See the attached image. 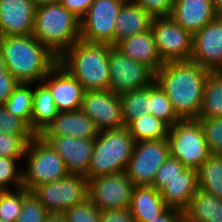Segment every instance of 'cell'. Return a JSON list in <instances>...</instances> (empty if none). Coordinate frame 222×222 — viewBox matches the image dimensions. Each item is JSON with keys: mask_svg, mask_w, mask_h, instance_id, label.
<instances>
[{"mask_svg": "<svg viewBox=\"0 0 222 222\" xmlns=\"http://www.w3.org/2000/svg\"><path fill=\"white\" fill-rule=\"evenodd\" d=\"M209 70L195 62L163 63L155 80L165 90L181 120L198 119Z\"/></svg>", "mask_w": 222, "mask_h": 222, "instance_id": "1", "label": "cell"}, {"mask_svg": "<svg viewBox=\"0 0 222 222\" xmlns=\"http://www.w3.org/2000/svg\"><path fill=\"white\" fill-rule=\"evenodd\" d=\"M0 50L7 70L20 83L41 82L59 61V58L32 34L2 36Z\"/></svg>", "mask_w": 222, "mask_h": 222, "instance_id": "2", "label": "cell"}, {"mask_svg": "<svg viewBox=\"0 0 222 222\" xmlns=\"http://www.w3.org/2000/svg\"><path fill=\"white\" fill-rule=\"evenodd\" d=\"M111 45L77 41L59 63L76 78L85 91L108 90Z\"/></svg>", "mask_w": 222, "mask_h": 222, "instance_id": "3", "label": "cell"}, {"mask_svg": "<svg viewBox=\"0 0 222 222\" xmlns=\"http://www.w3.org/2000/svg\"><path fill=\"white\" fill-rule=\"evenodd\" d=\"M32 35L60 58L80 40V19L60 2L35 10Z\"/></svg>", "mask_w": 222, "mask_h": 222, "instance_id": "4", "label": "cell"}, {"mask_svg": "<svg viewBox=\"0 0 222 222\" xmlns=\"http://www.w3.org/2000/svg\"><path fill=\"white\" fill-rule=\"evenodd\" d=\"M135 145L127 127L104 130L94 139L88 180L101 175L125 172Z\"/></svg>", "mask_w": 222, "mask_h": 222, "instance_id": "5", "label": "cell"}, {"mask_svg": "<svg viewBox=\"0 0 222 222\" xmlns=\"http://www.w3.org/2000/svg\"><path fill=\"white\" fill-rule=\"evenodd\" d=\"M24 158L27 164L22 170V185L28 191L69 175L64 160L41 136L27 144Z\"/></svg>", "mask_w": 222, "mask_h": 222, "instance_id": "6", "label": "cell"}, {"mask_svg": "<svg viewBox=\"0 0 222 222\" xmlns=\"http://www.w3.org/2000/svg\"><path fill=\"white\" fill-rule=\"evenodd\" d=\"M167 139L170 156L178 159L186 168L197 171L210 155L202 125L197 119L175 123L169 128Z\"/></svg>", "mask_w": 222, "mask_h": 222, "instance_id": "7", "label": "cell"}, {"mask_svg": "<svg viewBox=\"0 0 222 222\" xmlns=\"http://www.w3.org/2000/svg\"><path fill=\"white\" fill-rule=\"evenodd\" d=\"M31 192L50 213H64L74 205L88 199L89 180L83 175H73L38 185Z\"/></svg>", "mask_w": 222, "mask_h": 222, "instance_id": "8", "label": "cell"}, {"mask_svg": "<svg viewBox=\"0 0 222 222\" xmlns=\"http://www.w3.org/2000/svg\"><path fill=\"white\" fill-rule=\"evenodd\" d=\"M169 156L168 139L135 142L126 176L134 186H152L157 171Z\"/></svg>", "mask_w": 222, "mask_h": 222, "instance_id": "9", "label": "cell"}, {"mask_svg": "<svg viewBox=\"0 0 222 222\" xmlns=\"http://www.w3.org/2000/svg\"><path fill=\"white\" fill-rule=\"evenodd\" d=\"M156 73L147 65L125 56L115 46L109 54V87L116 95L149 86Z\"/></svg>", "mask_w": 222, "mask_h": 222, "instance_id": "10", "label": "cell"}, {"mask_svg": "<svg viewBox=\"0 0 222 222\" xmlns=\"http://www.w3.org/2000/svg\"><path fill=\"white\" fill-rule=\"evenodd\" d=\"M151 30L162 63L190 61L193 35L171 16L154 17Z\"/></svg>", "mask_w": 222, "mask_h": 222, "instance_id": "11", "label": "cell"}, {"mask_svg": "<svg viewBox=\"0 0 222 222\" xmlns=\"http://www.w3.org/2000/svg\"><path fill=\"white\" fill-rule=\"evenodd\" d=\"M123 4L118 0H94L80 19V40L114 46L115 21Z\"/></svg>", "mask_w": 222, "mask_h": 222, "instance_id": "12", "label": "cell"}, {"mask_svg": "<svg viewBox=\"0 0 222 222\" xmlns=\"http://www.w3.org/2000/svg\"><path fill=\"white\" fill-rule=\"evenodd\" d=\"M133 189L125 172L101 175L89 180L88 199L100 211L127 209Z\"/></svg>", "mask_w": 222, "mask_h": 222, "instance_id": "13", "label": "cell"}, {"mask_svg": "<svg viewBox=\"0 0 222 222\" xmlns=\"http://www.w3.org/2000/svg\"><path fill=\"white\" fill-rule=\"evenodd\" d=\"M81 110L98 131L125 127L120 96L108 90L85 91Z\"/></svg>", "mask_w": 222, "mask_h": 222, "instance_id": "14", "label": "cell"}, {"mask_svg": "<svg viewBox=\"0 0 222 222\" xmlns=\"http://www.w3.org/2000/svg\"><path fill=\"white\" fill-rule=\"evenodd\" d=\"M190 61L209 71H222V17L193 34Z\"/></svg>", "mask_w": 222, "mask_h": 222, "instance_id": "15", "label": "cell"}, {"mask_svg": "<svg viewBox=\"0 0 222 222\" xmlns=\"http://www.w3.org/2000/svg\"><path fill=\"white\" fill-rule=\"evenodd\" d=\"M42 82L50 89L59 113L81 109L85 90L59 62L43 78Z\"/></svg>", "mask_w": 222, "mask_h": 222, "instance_id": "16", "label": "cell"}, {"mask_svg": "<svg viewBox=\"0 0 222 222\" xmlns=\"http://www.w3.org/2000/svg\"><path fill=\"white\" fill-rule=\"evenodd\" d=\"M42 138L61 156L69 174L83 175L88 179L94 139L68 136Z\"/></svg>", "mask_w": 222, "mask_h": 222, "instance_id": "17", "label": "cell"}, {"mask_svg": "<svg viewBox=\"0 0 222 222\" xmlns=\"http://www.w3.org/2000/svg\"><path fill=\"white\" fill-rule=\"evenodd\" d=\"M35 10L31 0H0V37L31 35Z\"/></svg>", "mask_w": 222, "mask_h": 222, "instance_id": "18", "label": "cell"}, {"mask_svg": "<svg viewBox=\"0 0 222 222\" xmlns=\"http://www.w3.org/2000/svg\"><path fill=\"white\" fill-rule=\"evenodd\" d=\"M170 16L192 35L218 17L212 0H174Z\"/></svg>", "mask_w": 222, "mask_h": 222, "instance_id": "19", "label": "cell"}, {"mask_svg": "<svg viewBox=\"0 0 222 222\" xmlns=\"http://www.w3.org/2000/svg\"><path fill=\"white\" fill-rule=\"evenodd\" d=\"M98 133L99 131L94 122L79 109L58 113L53 122L40 136H68L79 139H95Z\"/></svg>", "mask_w": 222, "mask_h": 222, "instance_id": "20", "label": "cell"}, {"mask_svg": "<svg viewBox=\"0 0 222 222\" xmlns=\"http://www.w3.org/2000/svg\"><path fill=\"white\" fill-rule=\"evenodd\" d=\"M115 47L125 56L150 67L155 73L163 65L152 30L129 36Z\"/></svg>", "mask_w": 222, "mask_h": 222, "instance_id": "21", "label": "cell"}, {"mask_svg": "<svg viewBox=\"0 0 222 222\" xmlns=\"http://www.w3.org/2000/svg\"><path fill=\"white\" fill-rule=\"evenodd\" d=\"M198 190L197 171L184 168L160 190L166 205L184 211Z\"/></svg>", "mask_w": 222, "mask_h": 222, "instance_id": "22", "label": "cell"}, {"mask_svg": "<svg viewBox=\"0 0 222 222\" xmlns=\"http://www.w3.org/2000/svg\"><path fill=\"white\" fill-rule=\"evenodd\" d=\"M153 17L134 3H125L116 17L114 46L126 37L151 29Z\"/></svg>", "mask_w": 222, "mask_h": 222, "instance_id": "23", "label": "cell"}, {"mask_svg": "<svg viewBox=\"0 0 222 222\" xmlns=\"http://www.w3.org/2000/svg\"><path fill=\"white\" fill-rule=\"evenodd\" d=\"M167 208L160 191L153 186H134L129 211L136 222H149Z\"/></svg>", "mask_w": 222, "mask_h": 222, "instance_id": "24", "label": "cell"}, {"mask_svg": "<svg viewBox=\"0 0 222 222\" xmlns=\"http://www.w3.org/2000/svg\"><path fill=\"white\" fill-rule=\"evenodd\" d=\"M58 113L50 89L43 82H39V85L33 88L31 131L35 136H40Z\"/></svg>", "mask_w": 222, "mask_h": 222, "instance_id": "25", "label": "cell"}, {"mask_svg": "<svg viewBox=\"0 0 222 222\" xmlns=\"http://www.w3.org/2000/svg\"><path fill=\"white\" fill-rule=\"evenodd\" d=\"M184 219L186 222H222V199L198 189L184 210Z\"/></svg>", "mask_w": 222, "mask_h": 222, "instance_id": "26", "label": "cell"}, {"mask_svg": "<svg viewBox=\"0 0 222 222\" xmlns=\"http://www.w3.org/2000/svg\"><path fill=\"white\" fill-rule=\"evenodd\" d=\"M222 117V71H209L198 119Z\"/></svg>", "mask_w": 222, "mask_h": 222, "instance_id": "27", "label": "cell"}, {"mask_svg": "<svg viewBox=\"0 0 222 222\" xmlns=\"http://www.w3.org/2000/svg\"><path fill=\"white\" fill-rule=\"evenodd\" d=\"M198 189L222 199V155L210 154L197 170Z\"/></svg>", "mask_w": 222, "mask_h": 222, "instance_id": "28", "label": "cell"}, {"mask_svg": "<svg viewBox=\"0 0 222 222\" xmlns=\"http://www.w3.org/2000/svg\"><path fill=\"white\" fill-rule=\"evenodd\" d=\"M135 142L167 139L169 126L151 114H143L127 126Z\"/></svg>", "mask_w": 222, "mask_h": 222, "instance_id": "29", "label": "cell"}, {"mask_svg": "<svg viewBox=\"0 0 222 222\" xmlns=\"http://www.w3.org/2000/svg\"><path fill=\"white\" fill-rule=\"evenodd\" d=\"M147 114L160 119L169 127H172L181 120L174 112L165 90L156 80L150 84L149 109L147 110Z\"/></svg>", "mask_w": 222, "mask_h": 222, "instance_id": "30", "label": "cell"}, {"mask_svg": "<svg viewBox=\"0 0 222 222\" xmlns=\"http://www.w3.org/2000/svg\"><path fill=\"white\" fill-rule=\"evenodd\" d=\"M34 83H19L9 96L5 107L9 112L21 118L31 129Z\"/></svg>", "mask_w": 222, "mask_h": 222, "instance_id": "31", "label": "cell"}, {"mask_svg": "<svg viewBox=\"0 0 222 222\" xmlns=\"http://www.w3.org/2000/svg\"><path fill=\"white\" fill-rule=\"evenodd\" d=\"M150 85L120 95L122 116L125 126L149 109Z\"/></svg>", "mask_w": 222, "mask_h": 222, "instance_id": "32", "label": "cell"}, {"mask_svg": "<svg viewBox=\"0 0 222 222\" xmlns=\"http://www.w3.org/2000/svg\"><path fill=\"white\" fill-rule=\"evenodd\" d=\"M13 191V192H12ZM29 191L21 187L15 190L0 192V219L7 222H16L21 213L24 196Z\"/></svg>", "mask_w": 222, "mask_h": 222, "instance_id": "33", "label": "cell"}, {"mask_svg": "<svg viewBox=\"0 0 222 222\" xmlns=\"http://www.w3.org/2000/svg\"><path fill=\"white\" fill-rule=\"evenodd\" d=\"M35 135L0 134V156L24 158L27 144Z\"/></svg>", "mask_w": 222, "mask_h": 222, "instance_id": "34", "label": "cell"}, {"mask_svg": "<svg viewBox=\"0 0 222 222\" xmlns=\"http://www.w3.org/2000/svg\"><path fill=\"white\" fill-rule=\"evenodd\" d=\"M22 158H8L0 156V190H11L8 187L13 185V190L23 187L22 170H18V161ZM21 170V171H20ZM11 183V184H10Z\"/></svg>", "mask_w": 222, "mask_h": 222, "instance_id": "35", "label": "cell"}, {"mask_svg": "<svg viewBox=\"0 0 222 222\" xmlns=\"http://www.w3.org/2000/svg\"><path fill=\"white\" fill-rule=\"evenodd\" d=\"M49 214L33 192L29 191L24 196L21 213L16 222H45Z\"/></svg>", "mask_w": 222, "mask_h": 222, "instance_id": "36", "label": "cell"}, {"mask_svg": "<svg viewBox=\"0 0 222 222\" xmlns=\"http://www.w3.org/2000/svg\"><path fill=\"white\" fill-rule=\"evenodd\" d=\"M202 125L210 154L222 155V117L197 119Z\"/></svg>", "mask_w": 222, "mask_h": 222, "instance_id": "37", "label": "cell"}, {"mask_svg": "<svg viewBox=\"0 0 222 222\" xmlns=\"http://www.w3.org/2000/svg\"><path fill=\"white\" fill-rule=\"evenodd\" d=\"M63 214L67 222H100V210L89 199L74 205Z\"/></svg>", "mask_w": 222, "mask_h": 222, "instance_id": "38", "label": "cell"}, {"mask_svg": "<svg viewBox=\"0 0 222 222\" xmlns=\"http://www.w3.org/2000/svg\"><path fill=\"white\" fill-rule=\"evenodd\" d=\"M35 135L30 127L19 117L0 105V134Z\"/></svg>", "mask_w": 222, "mask_h": 222, "instance_id": "39", "label": "cell"}, {"mask_svg": "<svg viewBox=\"0 0 222 222\" xmlns=\"http://www.w3.org/2000/svg\"><path fill=\"white\" fill-rule=\"evenodd\" d=\"M185 166L176 158L169 156L156 173L152 186L160 191L168 181L177 176Z\"/></svg>", "mask_w": 222, "mask_h": 222, "instance_id": "40", "label": "cell"}, {"mask_svg": "<svg viewBox=\"0 0 222 222\" xmlns=\"http://www.w3.org/2000/svg\"><path fill=\"white\" fill-rule=\"evenodd\" d=\"M174 0H134L133 3L139 5L154 17H168L172 13Z\"/></svg>", "mask_w": 222, "mask_h": 222, "instance_id": "41", "label": "cell"}, {"mask_svg": "<svg viewBox=\"0 0 222 222\" xmlns=\"http://www.w3.org/2000/svg\"><path fill=\"white\" fill-rule=\"evenodd\" d=\"M19 83L20 82L9 71L0 75V105H5L9 96Z\"/></svg>", "mask_w": 222, "mask_h": 222, "instance_id": "42", "label": "cell"}, {"mask_svg": "<svg viewBox=\"0 0 222 222\" xmlns=\"http://www.w3.org/2000/svg\"><path fill=\"white\" fill-rule=\"evenodd\" d=\"M100 222H136V220L127 208L100 211Z\"/></svg>", "mask_w": 222, "mask_h": 222, "instance_id": "43", "label": "cell"}, {"mask_svg": "<svg viewBox=\"0 0 222 222\" xmlns=\"http://www.w3.org/2000/svg\"><path fill=\"white\" fill-rule=\"evenodd\" d=\"M94 0H59L60 4L68 11L81 19Z\"/></svg>", "mask_w": 222, "mask_h": 222, "instance_id": "44", "label": "cell"}, {"mask_svg": "<svg viewBox=\"0 0 222 222\" xmlns=\"http://www.w3.org/2000/svg\"><path fill=\"white\" fill-rule=\"evenodd\" d=\"M184 211L168 207L161 215L149 222H184Z\"/></svg>", "mask_w": 222, "mask_h": 222, "instance_id": "45", "label": "cell"}, {"mask_svg": "<svg viewBox=\"0 0 222 222\" xmlns=\"http://www.w3.org/2000/svg\"><path fill=\"white\" fill-rule=\"evenodd\" d=\"M45 222H67L63 213H50Z\"/></svg>", "mask_w": 222, "mask_h": 222, "instance_id": "46", "label": "cell"}, {"mask_svg": "<svg viewBox=\"0 0 222 222\" xmlns=\"http://www.w3.org/2000/svg\"><path fill=\"white\" fill-rule=\"evenodd\" d=\"M34 6L37 8L47 6L59 2V0H31Z\"/></svg>", "mask_w": 222, "mask_h": 222, "instance_id": "47", "label": "cell"}, {"mask_svg": "<svg viewBox=\"0 0 222 222\" xmlns=\"http://www.w3.org/2000/svg\"><path fill=\"white\" fill-rule=\"evenodd\" d=\"M216 15L222 17V0H212Z\"/></svg>", "mask_w": 222, "mask_h": 222, "instance_id": "48", "label": "cell"}, {"mask_svg": "<svg viewBox=\"0 0 222 222\" xmlns=\"http://www.w3.org/2000/svg\"><path fill=\"white\" fill-rule=\"evenodd\" d=\"M8 70H7V66L5 64V61L2 57V53H1V50H0V75L6 73Z\"/></svg>", "mask_w": 222, "mask_h": 222, "instance_id": "49", "label": "cell"}, {"mask_svg": "<svg viewBox=\"0 0 222 222\" xmlns=\"http://www.w3.org/2000/svg\"><path fill=\"white\" fill-rule=\"evenodd\" d=\"M118 1H121L125 4V3H133L134 0H118Z\"/></svg>", "mask_w": 222, "mask_h": 222, "instance_id": "50", "label": "cell"}]
</instances>
